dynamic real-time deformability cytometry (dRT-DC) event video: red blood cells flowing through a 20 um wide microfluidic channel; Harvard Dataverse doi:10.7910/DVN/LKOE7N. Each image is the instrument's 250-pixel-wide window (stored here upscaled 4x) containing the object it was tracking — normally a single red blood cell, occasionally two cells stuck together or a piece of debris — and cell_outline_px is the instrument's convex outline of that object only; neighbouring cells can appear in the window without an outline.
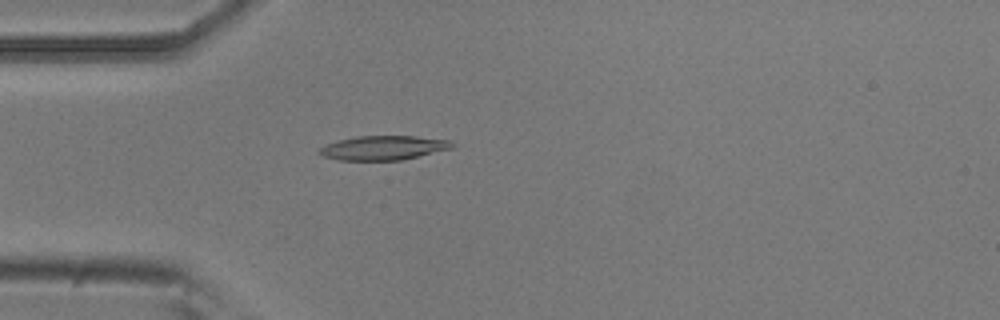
{"species": "common noctule bat (a hibernating species)", "species_latin": "Nyctalus noctula", "temperature_condition": "room temperature", "stored_images_in_passage": 39, "camera_frame_rate_fps": 3000, "um_per_image_px": 0.085, "animal": {"sex": "male", "body_mass_g": 20.5, "forearm_length_mm": 52.5}, "frame": {"image": 1, "passage_image": 1, "time_ms": 0.0, "image_size_px": [1000, 320], "cell_outline_px": [[456, 144], [452, 148], [400, 160], [340, 160], [324, 156], [316, 152], [324, 144], [356, 136], [416, 136], [452, 140]], "centroid_in_image_um": [32.59, 12.55], "position_along_channel_um": 52.4, "area_um2": 18.73}}
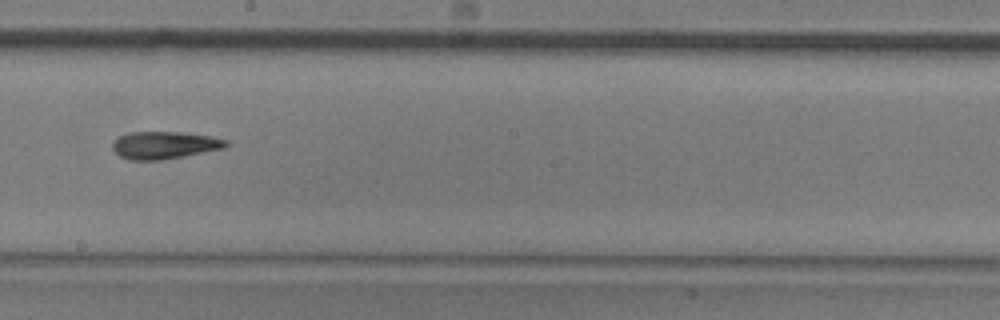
{"frame": {"image": 2, "passage_image": 16, "time_ms": 5.0, "image_size_px": [1000, 320], "cell_outline_px": [[228, 144], [224, 148], [184, 156], [160, 160], [128, 160], [120, 156], [112, 148], [112, 144], [120, 136], [128, 132], [180, 132], [208, 136], [228, 140]], "centroid_in_image_um": [13.96, 12.34], "position_along_channel_um": 234.2, "area_um2": 17.98}}
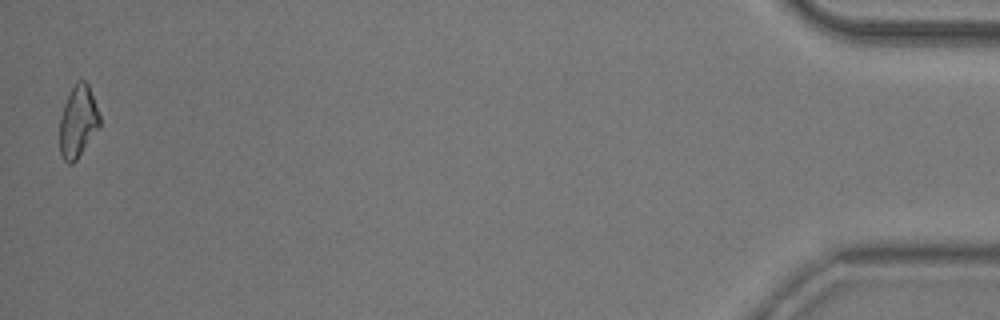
{"frame": {"image": 3, "passage_image": 39, "time_ms": 12.667, "image_size_px": [1000, 320], "cell_outline_px": [[100, 128], [76, 160], [72, 164], [68, 164], [64, 160], [60, 152], [60, 116], [64, 104], [76, 80], [84, 80], [88, 84], [100, 116]], "centroid_in_image_um": [6.63, 10.35], "position_along_channel_um": 428.6, "area_um2": 16.76}, "authors_computed_cell_mechanics": {"area_um2": 17.5134, "velocity_mm_per_s": 3.7694, "shape_relaxation_time_tau1_ms": 10.2063, "shape_relaxation_time_tau2_ms": 9.2186, "deformation_change_tau1": 0.2292, "deformation_change_tau2": 0.2083}}